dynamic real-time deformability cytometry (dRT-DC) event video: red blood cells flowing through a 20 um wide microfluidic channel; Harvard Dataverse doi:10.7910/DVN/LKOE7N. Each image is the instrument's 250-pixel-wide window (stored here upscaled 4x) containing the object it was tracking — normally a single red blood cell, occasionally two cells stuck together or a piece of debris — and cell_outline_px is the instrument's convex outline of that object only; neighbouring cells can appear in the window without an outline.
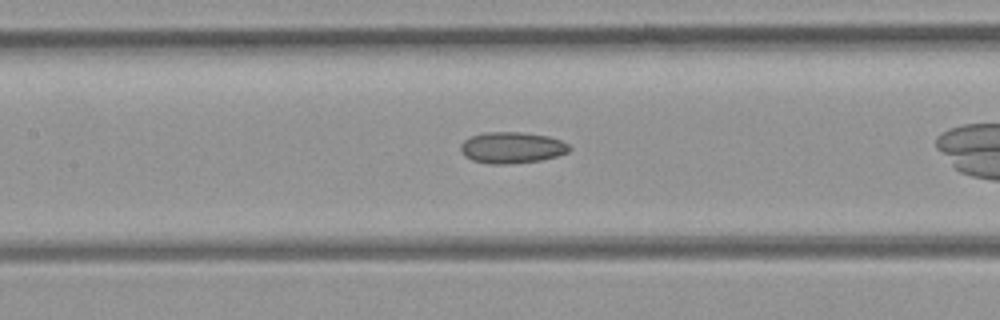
{"species": "common noctule bat (a hibernating species)", "species_latin": "Nyctalus noctula", "temperature_condition": "room temperature", "stored_images_in_passage": 34, "camera_frame_rate_fps": 3000, "um_per_image_px": 0.085, "animal": {"sex": "female", "body_mass_g": 21.9}, "frame": {"image": 1, "passage_image": 15, "time_ms": 4.667, "image_size_px": [1000, 320], "cell_outline_px": [[572, 148], [568, 152], [556, 156], [540, 160], [504, 164], [488, 164], [472, 160], [464, 156], [460, 148], [460, 144], [464, 140], [472, 136], [484, 132], [520, 132], [548, 136], [560, 140], [568, 144]], "centroid_in_image_um": [43.49, 12.54], "position_along_channel_um": 163.9, "area_um2": 19.77}}
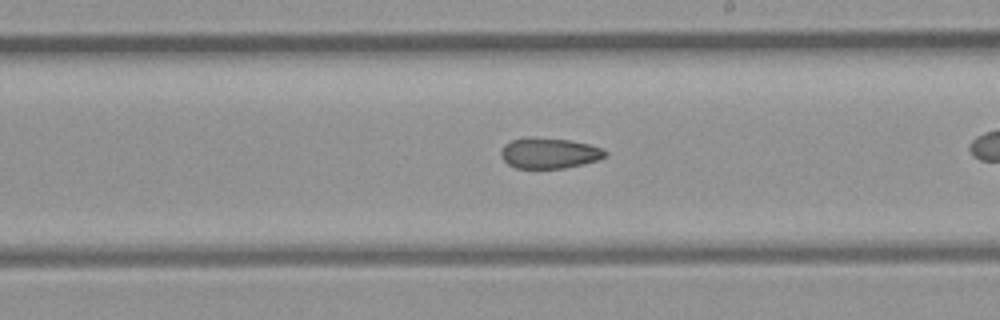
{"frame": {"image": 2, "passage_image": 20, "time_ms": 6.333, "image_size_px": [1000, 320], "cell_outline_px": [[608, 156], [584, 164], [564, 168], [516, 168], [508, 164], [500, 156], [500, 152], [504, 144], [512, 140], [528, 136], [568, 140], [588, 144], [600, 148], [608, 152]], "centroid_in_image_um": [46.66, 13.01], "position_along_channel_um": 242.3, "area_um2": 18.67}}
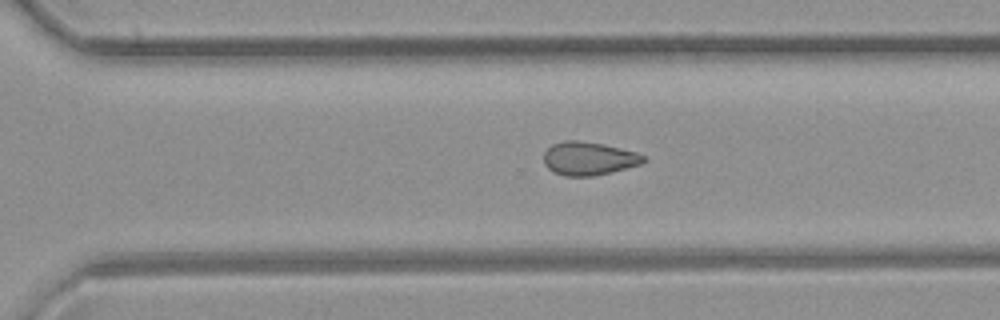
{"frame": {"image": 3, "passage_image": 25, "time_ms": 8.0, "image_size_px": [1000, 320], "cell_outline_px": [[644, 160], [640, 164], [612, 172], [592, 176], [564, 176], [552, 172], [544, 164], [544, 152], [552, 144], [564, 140], [576, 140], [604, 144], [636, 152], [644, 156]], "centroid_in_image_um": [50.0, 13.47], "position_along_channel_um": 320.6, "area_um2": 19.36}}